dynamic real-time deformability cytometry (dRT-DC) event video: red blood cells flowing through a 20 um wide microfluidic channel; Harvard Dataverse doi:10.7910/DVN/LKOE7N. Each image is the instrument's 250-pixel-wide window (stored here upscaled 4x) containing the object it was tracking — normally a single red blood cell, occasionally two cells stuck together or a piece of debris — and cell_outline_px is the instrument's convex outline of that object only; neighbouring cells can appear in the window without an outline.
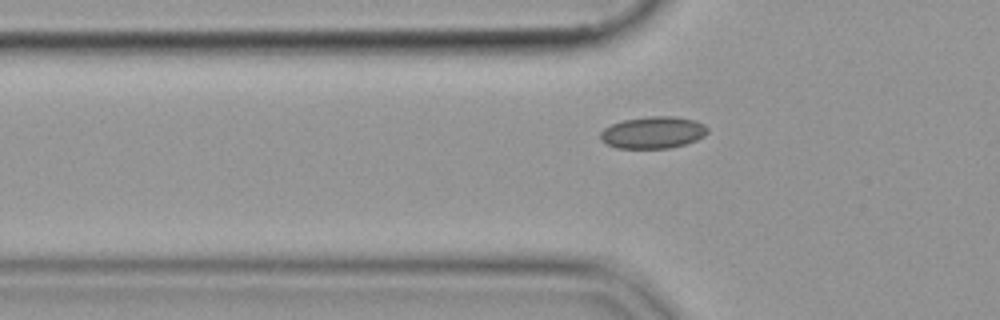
{"species": "common noctule bat (a hibernating species)", "species_latin": "Nyctalus noctula", "temperature_condition": "cold", "stored_images_in_passage": 33, "camera_frame_rate_fps": 3000, "um_per_image_px": 0.085, "animal": {"sex": "female", "body_mass_g": 19.9}, "frame": {"image": 1, "passage_image": 2, "time_ms": 0.333, "image_size_px": [1000, 320], "cell_outline_px": [[708, 132], [704, 136], [696, 140], [684, 144], [668, 148], [616, 148], [600, 140], [600, 132], [604, 128], [612, 124], [624, 120], [648, 116], [676, 116], [696, 120], [704, 124], [708, 128]], "centroid_in_image_um": [55.52, 11.25], "position_along_channel_um": 70.3, "area_um2": 20.0}}
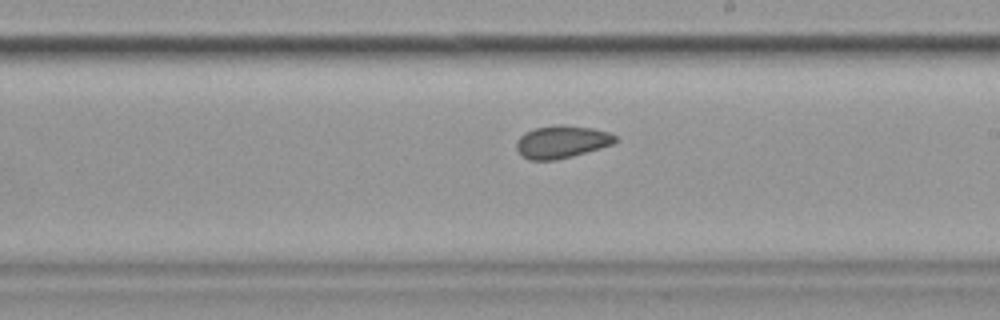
{"frame": {"image": 2, "passage_image": 16, "time_ms": 5.0, "image_size_px": [1000, 320], "cell_outline_px": [[620, 140], [612, 144], [600, 148], [572, 156], [556, 160], [528, 160], [520, 156], [516, 148], [516, 140], [524, 132], [536, 128], [564, 124], [592, 128], [608, 132], [616, 136]], "centroid_in_image_um": [47.72, 12.06], "position_along_channel_um": 241.3, "area_um2": 18.9}}
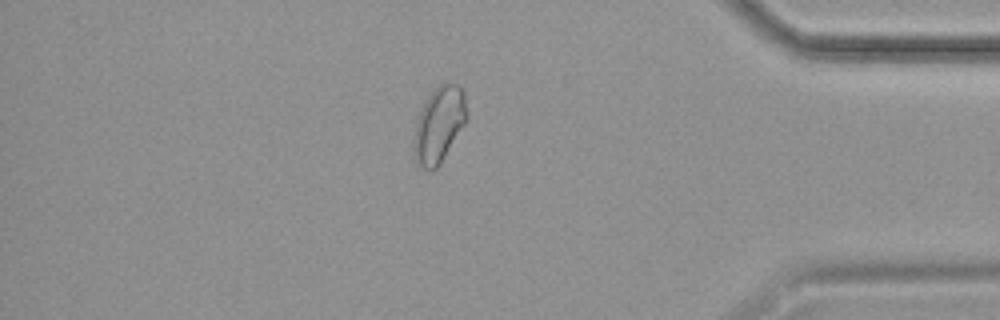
{"frame": {"image": 3, "passage_image": 31, "time_ms": 10.0, "image_size_px": [1000, 320], "cell_outline_px": [[468, 116], [464, 124], [440, 164], [432, 172], [428, 172], [412, 156], [412, 148], [416, 120], [420, 108], [428, 96], [440, 84], [448, 80], [460, 84], [464, 92]], "centroid_in_image_um": [37.31, 10.57], "position_along_channel_um": 397.9, "area_um2": 23.81}}